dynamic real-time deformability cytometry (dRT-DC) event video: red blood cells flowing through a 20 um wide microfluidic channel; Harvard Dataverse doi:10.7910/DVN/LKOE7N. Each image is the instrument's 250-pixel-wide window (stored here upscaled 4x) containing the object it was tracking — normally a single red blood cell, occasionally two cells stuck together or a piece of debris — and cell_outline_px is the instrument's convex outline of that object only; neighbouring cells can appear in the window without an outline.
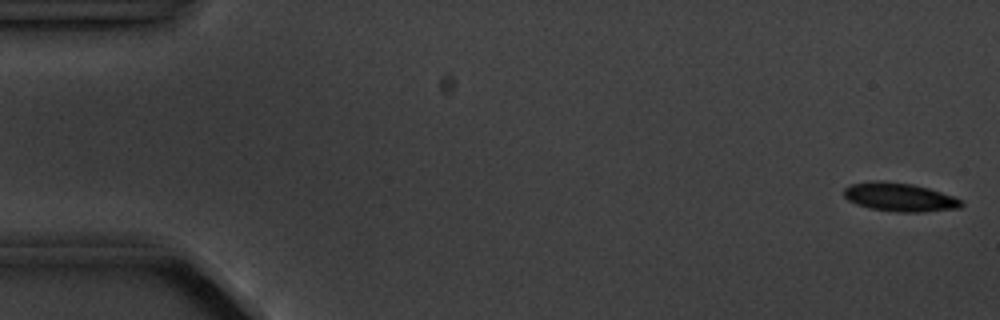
{"species": "common noctule bat (a hibernating species)", "species_latin": "Nyctalus noctula", "temperature_condition": "cold", "stored_images_in_passage": 4, "camera_frame_rate_fps": 3000, "um_per_image_px": 0.085, "animal": {"sex": "male", "body_mass_g": 20.1, "forearm_length_mm": 53.5}, "frame": {"image": 1, "passage_image": 1, "time_ms": 0.0, "image_size_px": [1000, 320], "cell_outline_px": [[964, 204], [960, 208], [920, 212], [896, 212], [868, 208], [856, 204], [848, 200], [844, 196], [844, 188], [852, 184], [868, 180], [880, 180], [912, 184], [928, 188], [964, 200]], "centroid_in_image_um": [76.45, 16.75], "position_along_channel_um": 8.6, "area_um2": 19.71}}